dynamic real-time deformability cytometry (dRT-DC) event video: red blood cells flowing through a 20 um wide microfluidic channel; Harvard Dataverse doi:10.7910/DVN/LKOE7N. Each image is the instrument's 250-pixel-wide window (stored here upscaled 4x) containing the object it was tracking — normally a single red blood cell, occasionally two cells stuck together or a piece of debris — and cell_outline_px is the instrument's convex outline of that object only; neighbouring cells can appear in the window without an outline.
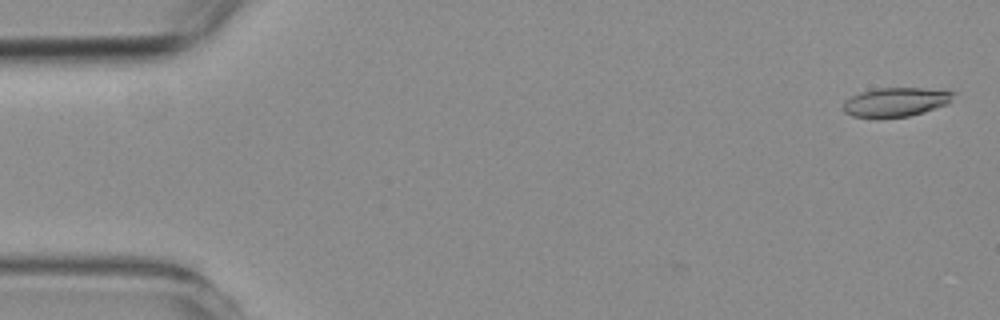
{"species": "common noctule bat (a hibernating species)", "species_latin": "Nyctalus noctula", "temperature_condition": "room temperature", "stored_images_in_passage": 3, "camera_frame_rate_fps": 3000, "um_per_image_px": 0.085, "animal": {"sex": "female", "body_mass_g": 19.3, "forearm_length_mm": 54.1}, "frame": {"image": 1, "passage_image": 3, "time_ms": 0.667, "image_size_px": [1000, 320], "cell_outline_px": [[956, 92], [948, 104], [924, 112], [908, 116], [852, 116], [844, 112], [844, 100], [860, 92], [876, 88], [924, 88]], "centroid_in_image_um": [76.16, 8.65], "position_along_channel_um": 8.8, "area_um2": 18.26}}